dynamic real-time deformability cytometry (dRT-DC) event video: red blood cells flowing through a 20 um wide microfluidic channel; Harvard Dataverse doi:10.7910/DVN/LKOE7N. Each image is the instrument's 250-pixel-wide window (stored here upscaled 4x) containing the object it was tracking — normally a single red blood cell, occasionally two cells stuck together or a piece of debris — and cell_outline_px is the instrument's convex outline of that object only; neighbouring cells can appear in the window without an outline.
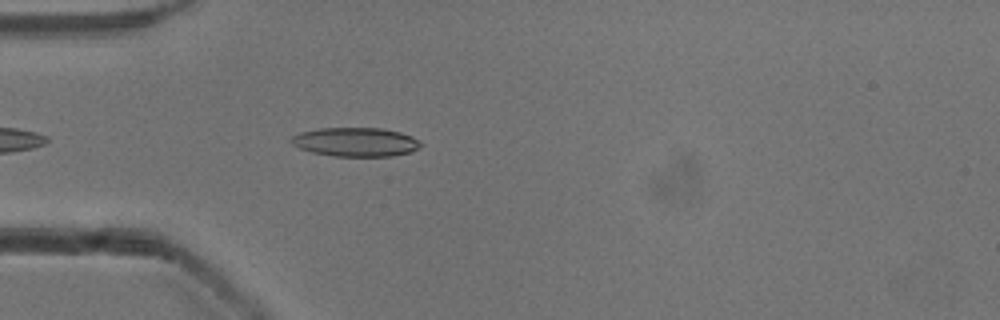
{"species": "common noctule bat (a hibernating species)", "species_latin": "Nyctalus noctula", "temperature_condition": "cold", "stored_images_in_passage": 8, "camera_frame_rate_fps": 3000, "um_per_image_px": 0.085, "animal": {"sex": "male", "body_mass_g": 13.3}, "frame": {"image": 1, "passage_image": 4, "time_ms": 1.0, "image_size_px": [1000, 320], "cell_outline_px": [[424, 144], [420, 148], [412, 152], [392, 156], [332, 156], [312, 152], [300, 148], [292, 144], [288, 140], [292, 136], [300, 132], [320, 128], [384, 128], [400, 132], [412, 136], [420, 140]], "centroid_in_image_um": [30.27, 12.07], "position_along_channel_um": 54.7, "area_um2": 22.14}}
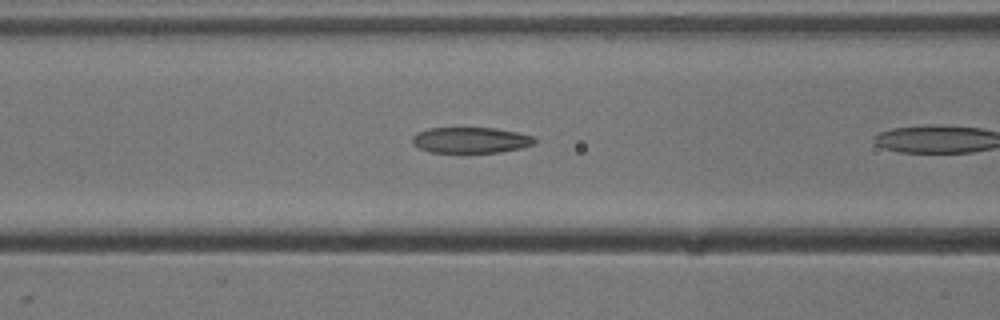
{"frame": {"image": 2, "passage_image": 7, "time_ms": 2.0, "image_size_px": [1000, 320], "cell_outline_px": [[536, 144], [520, 148], [500, 152], [432, 152], [420, 148], [412, 144], [412, 136], [428, 128], [496, 128], [516, 132], [532, 136], [536, 140]], "centroid_in_image_um": [40.02, 11.91], "position_along_channel_um": 126.6, "area_um2": 18.26}}